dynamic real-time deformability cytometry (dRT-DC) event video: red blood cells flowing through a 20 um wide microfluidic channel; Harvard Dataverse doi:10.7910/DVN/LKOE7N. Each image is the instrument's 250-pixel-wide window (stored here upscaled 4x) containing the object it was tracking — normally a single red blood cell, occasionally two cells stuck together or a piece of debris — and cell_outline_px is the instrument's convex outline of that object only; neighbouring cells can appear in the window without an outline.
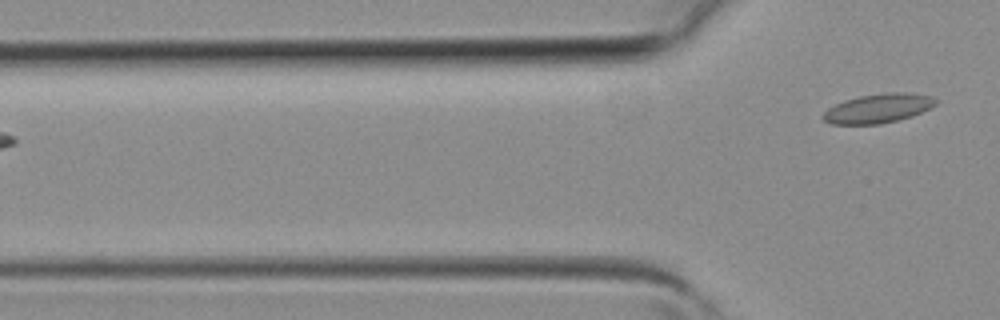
{"species": "common noctule bat (a hibernating species)", "species_latin": "Nyctalus noctula", "temperature_condition": "room temperature", "stored_images_in_passage": 3, "segment_of_instrument_passage": [2, 2], "camera_frame_rate_fps": 3000, "um_per_image_px": 0.085, "animal": {"sex": "female", "body_mass_g": 19.3, "forearm_length_mm": 54.1}, "frame": {"image": 1, "passage_image": 3, "time_ms": 0.667, "image_size_px": [1000, 320], "cell_outline_px": [[936, 104], [912, 116], [880, 124], [832, 124], [824, 120], [820, 116], [828, 108], [844, 100], [860, 96], [888, 92], [904, 92], [932, 96], [936, 100]], "centroid_in_image_um": [74.61, 9.21], "position_along_channel_um": 51.2, "area_um2": 18.96}}